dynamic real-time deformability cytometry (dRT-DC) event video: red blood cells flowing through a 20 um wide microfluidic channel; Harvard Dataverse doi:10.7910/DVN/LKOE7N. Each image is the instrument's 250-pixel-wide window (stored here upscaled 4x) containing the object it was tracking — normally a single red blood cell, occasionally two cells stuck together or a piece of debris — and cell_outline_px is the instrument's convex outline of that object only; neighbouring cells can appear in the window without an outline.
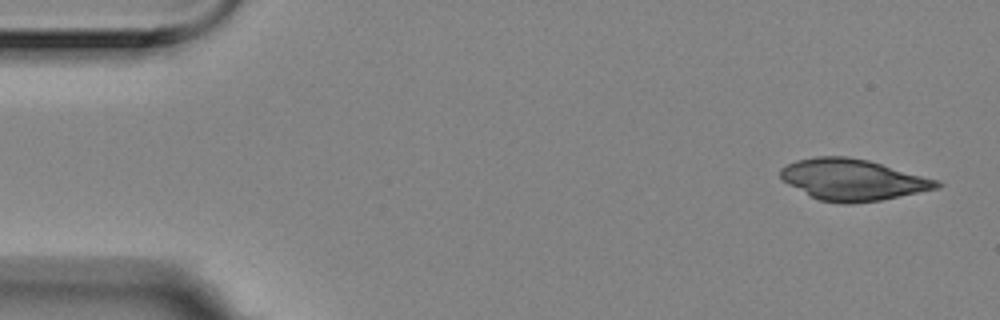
{"species": "Egyptian fruit bat (a non-hibernating species)", "species_latin": "Rousettus aegyptiacus", "temperature_condition": "room temperature", "stored_images_in_passage": 5, "camera_frame_rate_fps": 3000, "um_per_image_px": 0.085, "animal": {"sex": "female"}, "frame": {"image": 1, "passage_image": 1, "time_ms": 0.0, "image_size_px": [1000, 320], "cell_outline_px": [[944, 184], [940, 188], [880, 200], [852, 204], [844, 204], [820, 200], [788, 184], [780, 176], [780, 168], [796, 160], [816, 156], [848, 156], [868, 160], [940, 180]], "centroid_in_image_um": [72.52, 15.27], "position_along_channel_um": 12.5, "area_um2": 37.57}}